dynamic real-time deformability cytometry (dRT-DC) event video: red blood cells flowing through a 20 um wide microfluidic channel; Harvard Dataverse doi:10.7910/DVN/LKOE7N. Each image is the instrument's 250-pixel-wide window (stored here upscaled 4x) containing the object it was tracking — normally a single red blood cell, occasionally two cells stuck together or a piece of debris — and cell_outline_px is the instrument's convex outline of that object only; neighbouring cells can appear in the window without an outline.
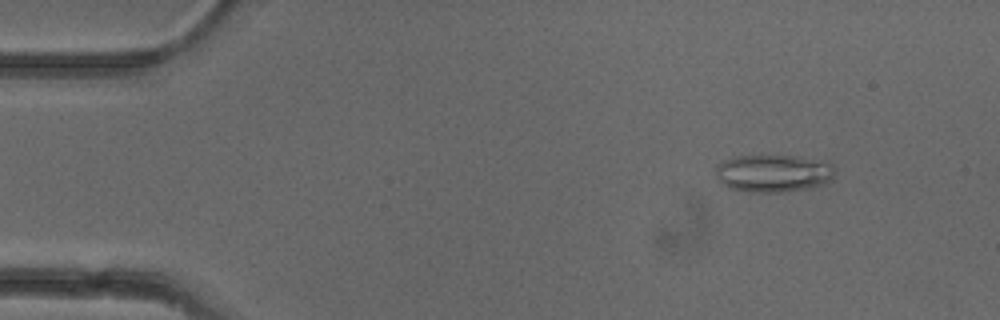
{"species": "common noctule bat (a hibernating species)", "species_latin": "Nyctalus noctula", "temperature_condition": "cold", "stored_images_in_passage": 5, "camera_frame_rate_fps": 3000, "um_per_image_px": 0.085, "animal": {"sex": "female"}, "frame": {"image": 1, "passage_image": 2, "time_ms": 1.0, "image_size_px": [1000, 320], "cell_outline_px": [[836, 172], [824, 184], [812, 188], [780, 192], [748, 192], [728, 188], [716, 176], [716, 164], [724, 160], [736, 156], [800, 156], [828, 160], [836, 168]], "centroid_in_image_um": [65.78, 14.72], "position_along_channel_um": 19.2, "area_um2": 26.47}}